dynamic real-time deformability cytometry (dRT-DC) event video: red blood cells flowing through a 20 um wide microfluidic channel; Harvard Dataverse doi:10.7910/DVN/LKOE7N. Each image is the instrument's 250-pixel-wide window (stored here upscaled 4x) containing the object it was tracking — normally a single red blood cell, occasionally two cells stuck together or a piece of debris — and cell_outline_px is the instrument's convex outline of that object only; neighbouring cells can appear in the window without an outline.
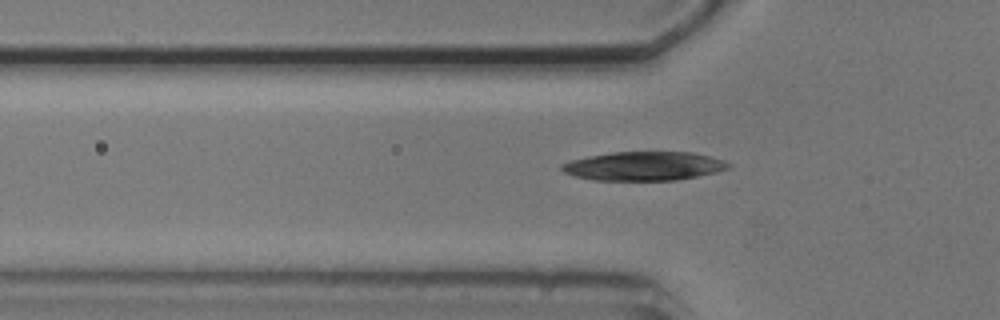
{"species": "common noctule bat (a hibernating species)", "species_latin": "Nyctalus noctula", "temperature_condition": "cold", "stored_images_in_passage": 6, "camera_frame_rate_fps": 3000, "um_per_image_px": 0.085, "animal": {"sex": "male", "body_mass_g": 20.5, "forearm_length_mm": 52.5}, "frame": {"image": 1, "passage_image": 6, "time_ms": 7.0, "image_size_px": [1000, 320], "cell_outline_px": [[732, 168], [716, 172], [676, 180], [592, 180], [576, 176], [564, 172], [560, 168], [560, 164], [572, 160], [588, 156], [612, 152], [692, 152], [724, 160], [732, 164]], "centroid_in_image_um": [54.75, 14.11], "position_along_channel_um": 71.1, "area_um2": 28.03}}